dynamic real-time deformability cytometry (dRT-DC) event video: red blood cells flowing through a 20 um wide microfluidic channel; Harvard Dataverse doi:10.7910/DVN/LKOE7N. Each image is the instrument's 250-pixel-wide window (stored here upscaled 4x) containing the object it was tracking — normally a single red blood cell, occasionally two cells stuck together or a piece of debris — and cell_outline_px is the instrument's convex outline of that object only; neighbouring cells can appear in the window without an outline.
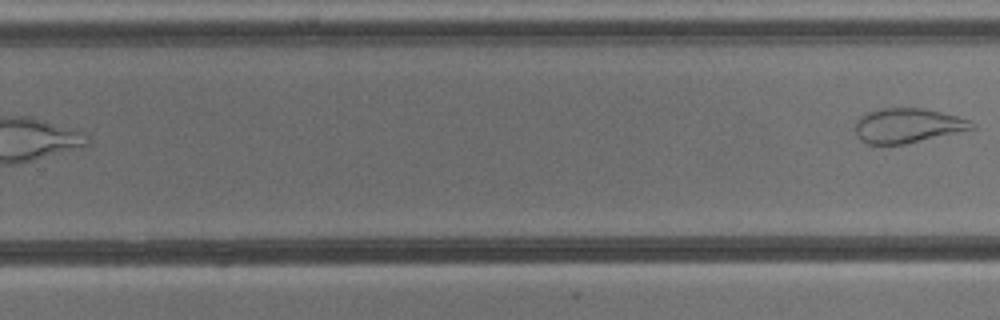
{"species": "common noctule bat (a hibernating species)", "species_latin": "Nyctalus noctula", "temperature_condition": "cold", "stored_images_in_passage": 10, "segment_of_instrument_passage": [2, 2], "camera_frame_rate_fps": 3000, "um_per_image_px": 0.085, "animal": {"sex": "male", "body_mass_g": 13.3}, "frame": {"image": 1, "passage_image": 10, "time_ms": 11.333, "image_size_px": [1000, 320], "cell_outline_px": [[976, 128], [904, 144], [868, 144], [860, 140], [856, 136], [856, 120], [860, 116], [868, 112], [880, 108], [924, 108], [956, 116], [968, 120], [976, 124]], "centroid_in_image_um": [77.12, 10.67], "position_along_channel_um": 252.7, "area_um2": 23.35}}